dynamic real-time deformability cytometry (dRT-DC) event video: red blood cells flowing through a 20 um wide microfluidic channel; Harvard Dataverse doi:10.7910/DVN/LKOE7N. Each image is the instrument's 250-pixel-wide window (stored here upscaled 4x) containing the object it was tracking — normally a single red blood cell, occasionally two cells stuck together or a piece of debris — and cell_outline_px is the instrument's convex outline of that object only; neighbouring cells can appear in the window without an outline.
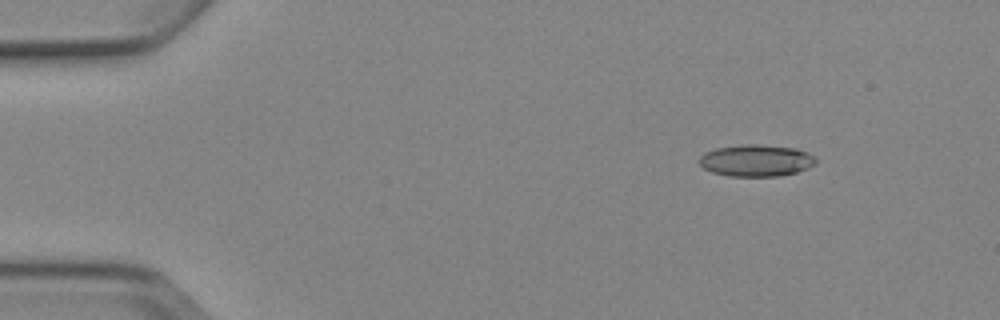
{"species": "Egyptian fruit bat (a non-hibernating species)", "species_latin": "Rousettus aegyptiacus", "temperature_condition": "cold", "stored_images_in_passage": 8, "camera_frame_rate_fps": 3000, "um_per_image_px": 0.085, "animal": {"sex": "female"}, "frame": {"image": 1, "passage_image": 2, "time_ms": 1.333, "image_size_px": [1000, 320], "cell_outline_px": [[816, 164], [808, 168], [796, 172], [780, 176], [728, 176], [712, 172], [704, 168], [696, 160], [704, 152], [716, 148], [744, 144], [756, 144], [796, 148], [808, 152], [816, 160]], "centroid_in_image_um": [64.25, 13.64], "position_along_channel_um": 20.8, "area_um2": 21.73}}
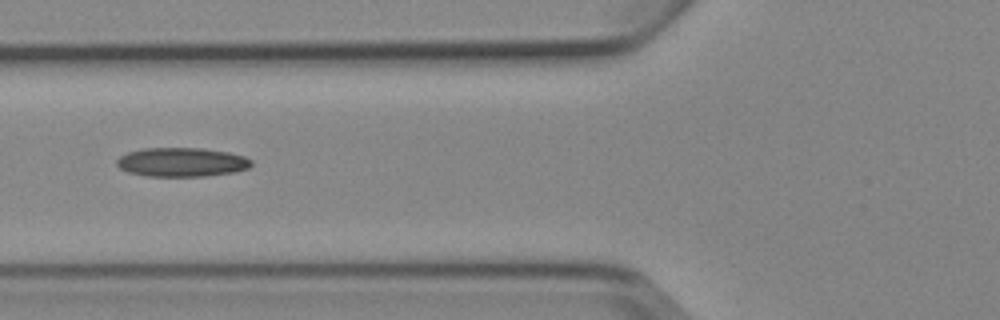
{"frame": {"image": 2, "passage_image": 6, "time_ms": 6.0, "image_size_px": [1000, 320], "cell_outline_px": [[252, 164], [248, 168], [236, 172], [204, 176], [148, 176], [128, 172], [120, 168], [116, 164], [116, 160], [120, 156], [128, 152], [144, 148], [204, 148], [228, 152], [244, 156], [252, 160]], "centroid_in_image_um": [15.46, 13.78], "position_along_channel_um": 110.3, "area_um2": 22.83}}
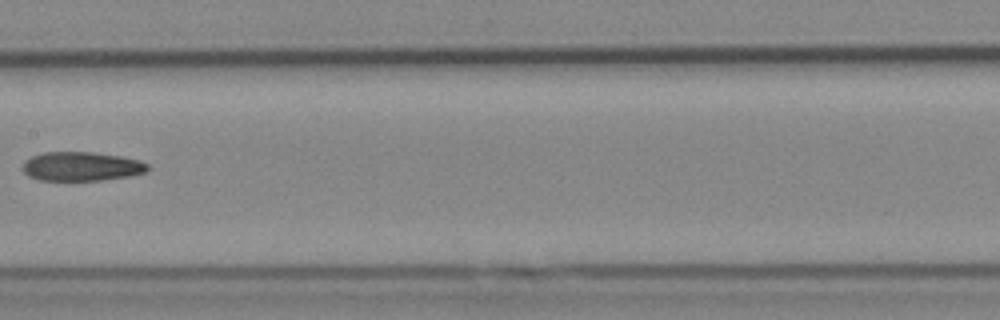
{"frame": {"image": 3, "passage_image": 8, "time_ms": 8.333, "image_size_px": [1000, 320], "cell_outline_px": [[148, 172], [132, 176], [100, 180], [40, 180], [28, 176], [24, 172], [24, 160], [32, 156], [44, 152], [92, 152], [120, 156], [140, 160], [148, 164]], "centroid_in_image_um": [6.96, 14.14], "position_along_channel_um": 200.4, "area_um2": 21.21}}